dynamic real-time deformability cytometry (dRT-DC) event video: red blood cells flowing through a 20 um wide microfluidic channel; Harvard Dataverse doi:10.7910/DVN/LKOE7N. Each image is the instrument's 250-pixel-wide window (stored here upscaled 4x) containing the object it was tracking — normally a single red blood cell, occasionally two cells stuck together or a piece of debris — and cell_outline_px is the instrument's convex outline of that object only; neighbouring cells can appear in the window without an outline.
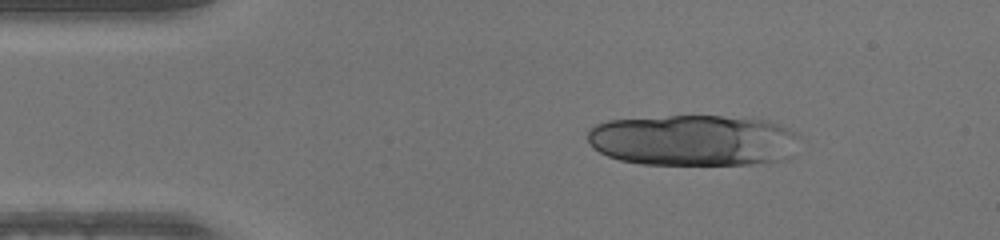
{"species": "human", "species_latin": "Homo sapiens", "temperature_condition": "warm", "stored_images_in_passage": 17, "camera_frame_rate_fps": 3000, "um_per_image_px": 0.085, "donor": {"sex": "male"}, "frame": {"image": 1, "passage_image": 7, "time_ms": 2.0, "image_size_px": [1000, 240], "cell_outline_px": [[800, 136], [792, 156], [788, 160], [752, 164], [640, 164], [620, 160], [608, 156], [600, 152], [588, 140], [588, 128], [596, 124], [608, 120], [668, 116], [752, 116], [768, 120], [780, 124], [800, 132]], "centroid_in_image_um": [59.05, 11.91], "position_along_channel_um": 26.0, "area_um2": 64.39}}